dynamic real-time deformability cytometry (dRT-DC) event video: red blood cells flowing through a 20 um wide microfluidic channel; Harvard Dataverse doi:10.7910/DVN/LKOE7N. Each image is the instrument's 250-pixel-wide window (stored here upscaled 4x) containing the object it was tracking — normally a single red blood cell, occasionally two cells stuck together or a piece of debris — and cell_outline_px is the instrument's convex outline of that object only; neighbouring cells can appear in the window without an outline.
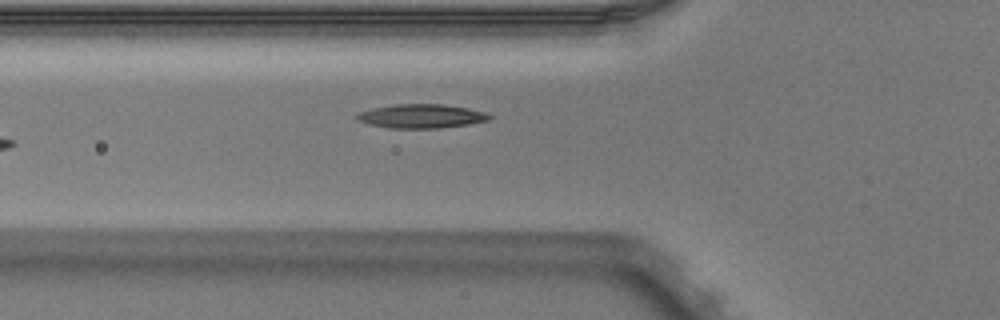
{"species": "Egyptian fruit bat (a non-hibernating species)", "species_latin": "Rousettus aegyptiacus", "temperature_condition": "warm", "stored_images_in_passage": 6, "camera_frame_rate_fps": 3000, "um_per_image_px": 0.085, "animal": {"sex": "male"}, "frame": {"image": 1, "passage_image": 6, "time_ms": 1.667, "image_size_px": [1000, 320], "cell_outline_px": [[492, 116], [488, 120], [468, 124], [440, 128], [388, 128], [368, 124], [356, 120], [356, 116], [360, 112], [372, 108], [396, 104], [444, 104], [468, 108], [484, 112]], "centroid_in_image_um": [35.78, 9.87], "position_along_channel_um": 90.0, "area_um2": 18.44}}